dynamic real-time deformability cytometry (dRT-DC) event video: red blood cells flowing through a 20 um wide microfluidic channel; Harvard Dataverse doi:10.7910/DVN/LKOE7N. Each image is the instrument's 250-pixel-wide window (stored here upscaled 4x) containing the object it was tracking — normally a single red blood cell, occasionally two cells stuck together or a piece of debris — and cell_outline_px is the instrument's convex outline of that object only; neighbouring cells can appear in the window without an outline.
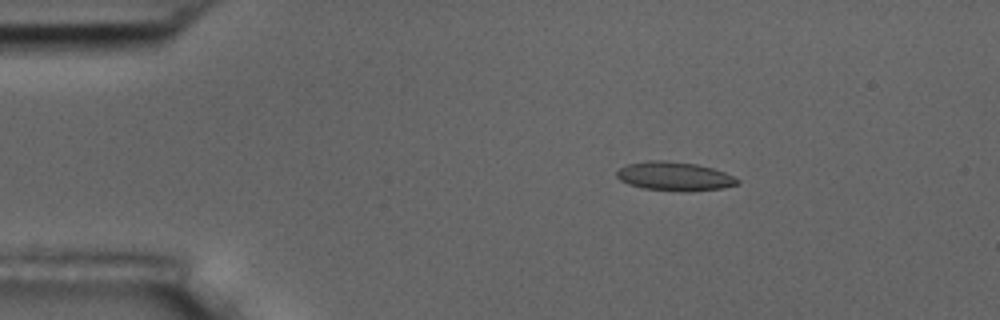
{"species": "common noctule bat (a hibernating species)", "species_latin": "Nyctalus noctula", "temperature_condition": "room temperature", "stored_images_in_passage": 4, "camera_frame_rate_fps": 3000, "um_per_image_px": 0.085, "animal": {"sex": "male", "body_mass_g": 17.5, "forearm_length_mm": 52.3}, "frame": {"image": 1, "passage_image": 2, "time_ms": 1.333, "image_size_px": [1000, 320], "cell_outline_px": [[740, 184], [724, 188], [692, 192], [684, 192], [644, 188], [628, 184], [620, 180], [616, 176], [616, 172], [620, 168], [628, 164], [648, 160], [668, 160], [696, 164], [712, 168], [724, 172], [740, 180]], "centroid_in_image_um": [57.35, 14.99], "position_along_channel_um": 27.6, "area_um2": 20.52}}
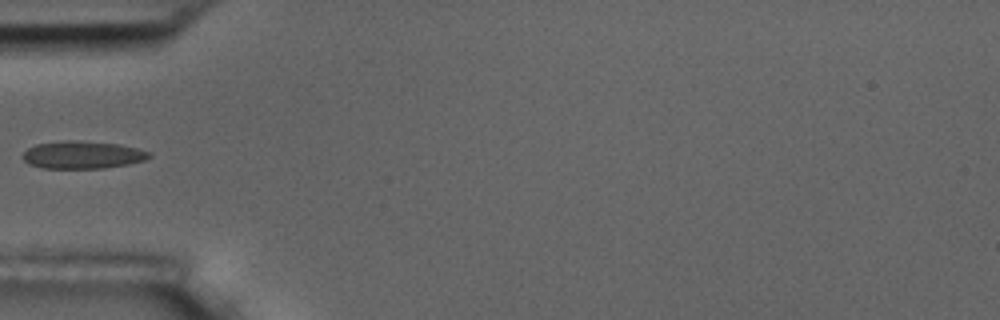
{"frame": {"image": 2, "passage_image": 4, "time_ms": 4.333, "image_size_px": [1000, 320], "cell_outline_px": [[152, 156], [144, 160], [128, 164], [104, 168], [40, 168], [28, 164], [20, 156], [28, 148], [36, 144], [64, 140], [72, 140], [120, 144], [152, 152]], "centroid_in_image_um": [6.99, 13.16], "position_along_channel_um": 78.0, "area_um2": 20.46}}